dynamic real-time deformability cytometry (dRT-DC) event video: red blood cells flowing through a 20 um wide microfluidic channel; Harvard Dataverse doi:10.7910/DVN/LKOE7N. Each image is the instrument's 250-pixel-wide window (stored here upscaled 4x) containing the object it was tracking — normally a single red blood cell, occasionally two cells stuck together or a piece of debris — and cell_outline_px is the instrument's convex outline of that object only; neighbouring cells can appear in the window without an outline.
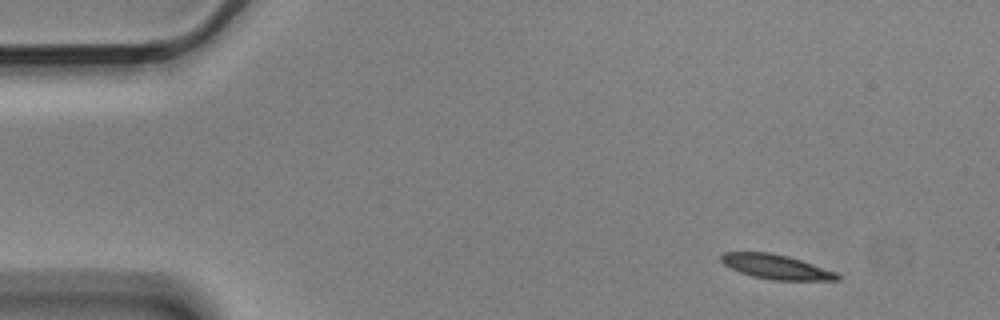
{"species": "Egyptian fruit bat (a non-hibernating species)", "species_latin": "Rousettus aegyptiacus", "temperature_condition": "cold", "stored_images_in_passage": 6, "camera_frame_rate_fps": 3000, "um_per_image_px": 0.085, "animal": {"sex": "male"}, "frame": {"image": 1, "passage_image": 1, "time_ms": 0.0, "image_size_px": [1000, 320], "cell_outline_px": [[840, 280], [772, 280], [752, 276], [740, 272], [724, 264], [720, 260], [720, 256], [724, 252], [768, 252], [788, 256], [836, 272], [840, 276]], "centroid_in_image_um": [65.95, 22.68], "position_along_channel_um": 19.0, "area_um2": 16.42}}
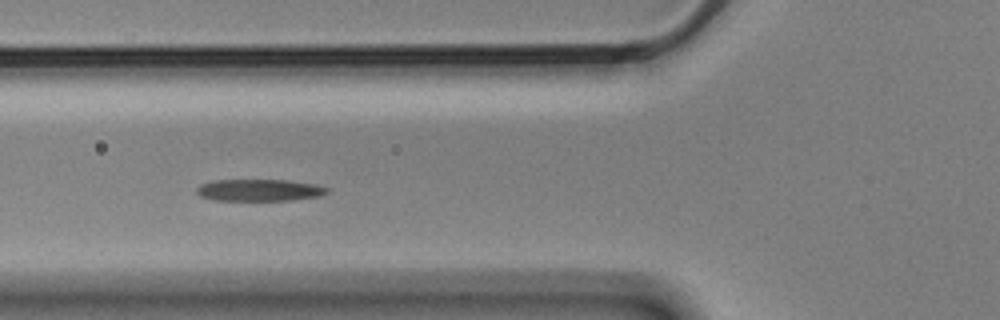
{"frame": {"image": 2, "passage_image": 5, "time_ms": 1.333, "image_size_px": [1000, 320], "cell_outline_px": [[328, 192], [320, 196], [292, 200], [212, 200], [200, 196], [196, 192], [196, 188], [200, 184], [212, 180], [288, 180], [316, 184], [328, 188]], "centroid_in_image_um": [22.02, 16.16], "position_along_channel_um": 103.8, "area_um2": 16.7}}
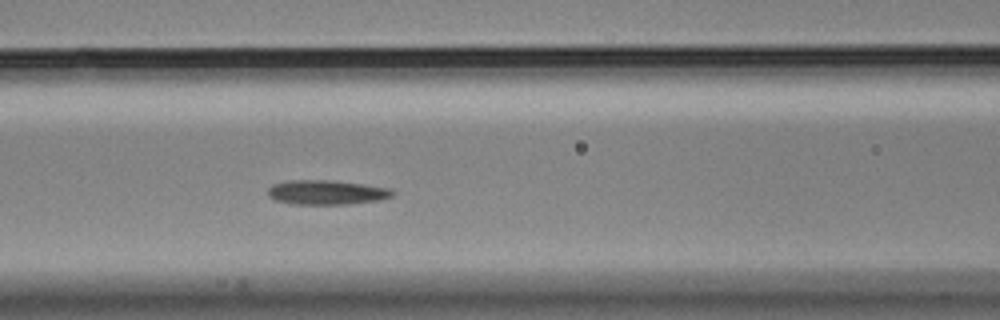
{"frame": {"image": 3, "passage_image": 6, "time_ms": 1.667, "image_size_px": [1000, 320], "cell_outline_px": [[396, 192], [392, 196], [380, 200], [348, 204], [296, 204], [272, 200], [268, 196], [268, 188], [272, 184], [288, 180], [328, 180], [360, 184], [388, 188]], "centroid_in_image_um": [27.71, 16.35], "position_along_channel_um": 138.9, "area_um2": 17.74}}